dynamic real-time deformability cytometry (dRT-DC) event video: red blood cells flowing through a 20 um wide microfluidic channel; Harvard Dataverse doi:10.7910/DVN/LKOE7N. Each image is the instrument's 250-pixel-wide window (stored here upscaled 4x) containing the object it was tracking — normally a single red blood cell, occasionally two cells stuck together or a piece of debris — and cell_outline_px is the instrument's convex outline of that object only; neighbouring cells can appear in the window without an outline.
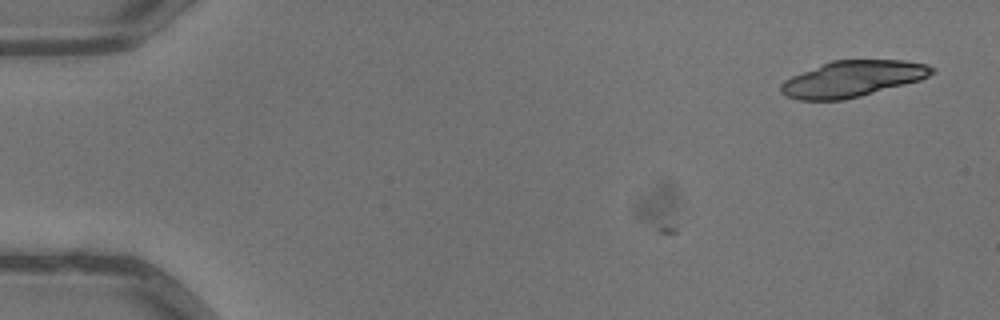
{"species": "common noctule bat (a hibernating species)", "species_latin": "Nyctalus noctula", "temperature_condition": "warm", "stored_images_in_passage": 3, "camera_frame_rate_fps": 3000, "um_per_image_px": 0.085, "animal": {"sex": "male", "body_mass_g": 13.3}, "frame": {"image": 1, "passage_image": 3, "time_ms": 0.667, "image_size_px": [1000, 320], "cell_outline_px": [[936, 72], [920, 80], [860, 96], [844, 100], [800, 100], [788, 96], [780, 92], [780, 84], [784, 80], [792, 76], [832, 60], [904, 60], [928, 64], [936, 68]], "centroid_in_image_um": [72.49, 6.69], "position_along_channel_um": 12.5, "area_um2": 31.67}}